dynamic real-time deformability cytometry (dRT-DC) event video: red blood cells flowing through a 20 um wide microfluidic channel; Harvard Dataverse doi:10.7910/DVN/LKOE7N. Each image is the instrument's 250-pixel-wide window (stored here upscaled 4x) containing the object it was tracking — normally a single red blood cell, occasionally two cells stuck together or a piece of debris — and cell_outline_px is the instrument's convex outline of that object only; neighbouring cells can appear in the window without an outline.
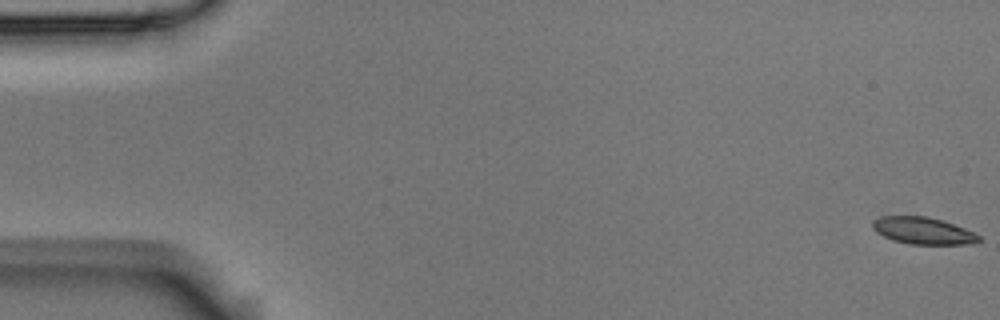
{"species": "Egyptian fruit bat (a non-hibernating species)", "species_latin": "Rousettus aegyptiacus", "temperature_condition": "room temperature", "stored_images_in_passage": 6, "segment_of_instrument_passage": [2, 2], "camera_frame_rate_fps": 3000, "um_per_image_px": 0.085, "animal": {"sex": "male"}, "frame": {"image": 1, "passage_image": 6, "time_ms": 1.667, "image_size_px": [1000, 320], "cell_outline_px": [[980, 240], [976, 244], [912, 244], [892, 240], [876, 232], [872, 228], [872, 220], [880, 216], [924, 216], [940, 220], [964, 228], [980, 236]], "centroid_in_image_um": [78.43, 19.61], "position_along_channel_um": 6.6, "area_um2": 16.59}}